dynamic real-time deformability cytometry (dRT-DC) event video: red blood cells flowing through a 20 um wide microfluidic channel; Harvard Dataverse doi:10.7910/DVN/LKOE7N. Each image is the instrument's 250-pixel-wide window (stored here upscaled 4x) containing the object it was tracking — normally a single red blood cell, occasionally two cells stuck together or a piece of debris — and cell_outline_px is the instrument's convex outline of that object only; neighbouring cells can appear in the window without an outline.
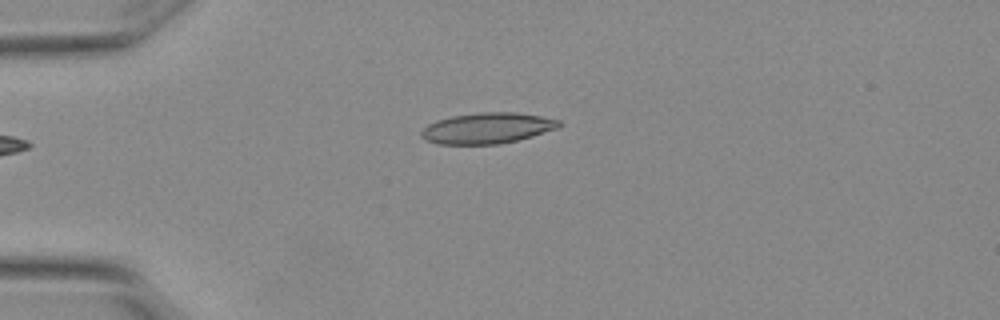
{"species": "Egyptian fruit bat (a non-hibernating species)", "species_latin": "Rousettus aegyptiacus", "temperature_condition": "warm", "stored_images_in_passage": 4, "camera_frame_rate_fps": 3000, "um_per_image_px": 0.085, "animal": {"sex": "female"}, "frame": {"image": 1, "passage_image": 4, "time_ms": 1.0, "image_size_px": [1000, 320], "cell_outline_px": [[560, 124], [556, 128], [532, 136], [500, 144], [440, 144], [428, 140], [420, 136], [420, 132], [428, 124], [436, 120], [452, 116], [480, 112], [516, 112], [540, 116], [560, 120]], "centroid_in_image_um": [41.39, 10.88], "position_along_channel_um": 43.6, "area_um2": 24.51}}